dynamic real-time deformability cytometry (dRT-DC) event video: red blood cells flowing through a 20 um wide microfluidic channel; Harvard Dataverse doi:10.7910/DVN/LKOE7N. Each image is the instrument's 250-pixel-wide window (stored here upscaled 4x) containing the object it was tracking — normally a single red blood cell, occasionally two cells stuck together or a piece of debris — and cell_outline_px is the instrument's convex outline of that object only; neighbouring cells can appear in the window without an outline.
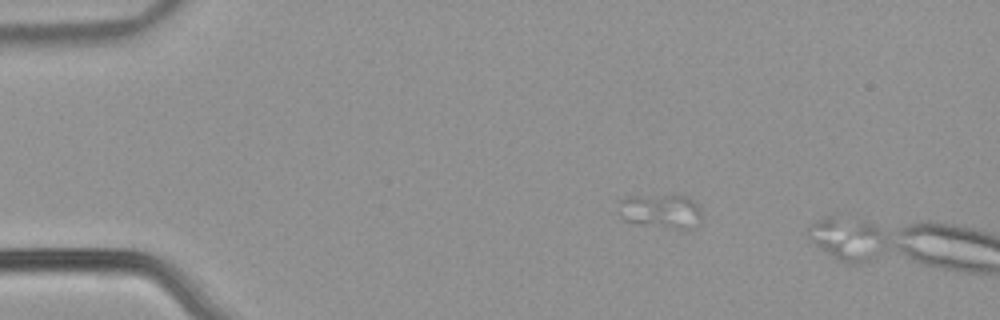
{"species": "common noctule bat (a hibernating species)", "species_latin": "Nyctalus noctula", "temperature_condition": "warm", "stored_images_in_passage": 12, "segment_of_instrument_passage": [2, 2], "camera_frame_rate_fps": 3000, "um_per_image_px": 0.085, "animal": {"sex": "male", "body_mass_g": 21.5, "forearm_length_mm": 52.0}, "frame": {"image": 1, "passage_image": 12, "time_ms": 3.667, "image_size_px": [1000, 320], "cell_outline_px": [[872, 256], [868, 260], [856, 264], [844, 264], [820, 248], [808, 236], [808, 228], [812, 224], [820, 220], [832, 220], [872, 252]], "centroid_in_image_um": [71.25, 20.62], "position_along_channel_um": 13.7, "area_um2": 11.79}}